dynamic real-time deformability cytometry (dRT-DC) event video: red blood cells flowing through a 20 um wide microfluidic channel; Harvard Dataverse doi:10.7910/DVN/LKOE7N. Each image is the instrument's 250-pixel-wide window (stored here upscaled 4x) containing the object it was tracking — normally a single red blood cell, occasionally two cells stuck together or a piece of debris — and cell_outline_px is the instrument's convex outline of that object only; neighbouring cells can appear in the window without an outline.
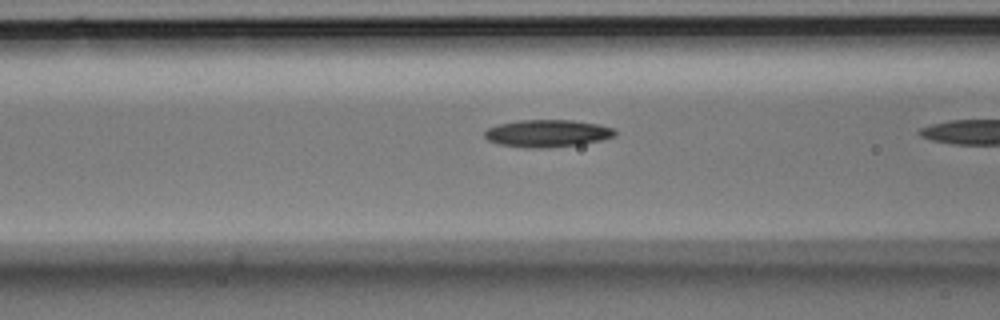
{"species": "Egyptian fruit bat (a non-hibernating species)", "species_latin": "Rousettus aegyptiacus", "temperature_condition": "room temperature", "stored_images_in_passage": 5, "camera_frame_rate_fps": 3000, "um_per_image_px": 0.085, "animal": {"sex": "male"}, "frame": {"image": 1, "passage_image": 4, "time_ms": 1.0, "image_size_px": [1000, 320], "cell_outline_px": [[616, 136], [600, 140], [580, 144], [548, 148], [524, 148], [500, 144], [488, 140], [484, 136], [484, 132], [488, 128], [500, 124], [520, 120], [572, 120], [600, 124], [612, 128], [616, 132]], "centroid_in_image_um": [46.53, 11.34], "position_along_channel_um": 120.1, "area_um2": 20.75}}